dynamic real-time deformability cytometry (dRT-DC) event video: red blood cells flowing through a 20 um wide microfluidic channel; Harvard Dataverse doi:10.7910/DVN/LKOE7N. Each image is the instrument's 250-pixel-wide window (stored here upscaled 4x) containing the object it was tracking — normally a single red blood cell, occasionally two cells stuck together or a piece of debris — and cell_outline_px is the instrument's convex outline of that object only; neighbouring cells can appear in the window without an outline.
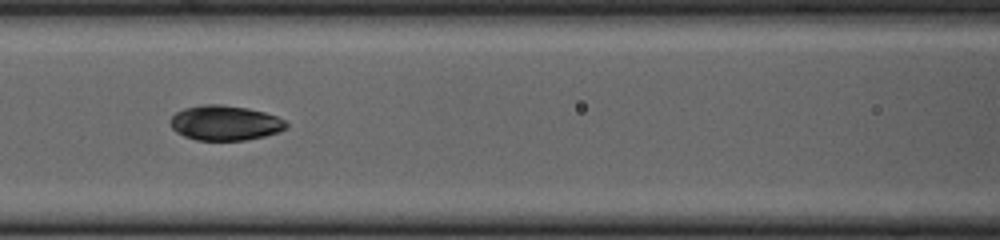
{"species": "common noctule bat (a hibernating species)", "species_latin": "Nyctalus noctula", "temperature_condition": "cold", "stored_images_in_passage": 37, "camera_frame_rate_fps": 3000, "um_per_image_px": 0.085, "animal": {"sex": "female", "body_mass_g": 23.0, "forearm_length_mm": 53.4}, "frame": {"image": 1, "passage_image": 22, "time_ms": 7.0, "image_size_px": [1000, 240], "cell_outline_px": [[288, 128], [280, 132], [264, 136], [244, 140], [196, 140], [184, 136], [176, 132], [172, 128], [168, 120], [176, 112], [184, 108], [204, 104], [220, 104], [248, 108], [264, 112], [276, 116], [284, 120], [288, 124]], "centroid_in_image_um": [19.12, 10.45], "position_along_channel_um": 147.5, "area_um2": 23.76}}